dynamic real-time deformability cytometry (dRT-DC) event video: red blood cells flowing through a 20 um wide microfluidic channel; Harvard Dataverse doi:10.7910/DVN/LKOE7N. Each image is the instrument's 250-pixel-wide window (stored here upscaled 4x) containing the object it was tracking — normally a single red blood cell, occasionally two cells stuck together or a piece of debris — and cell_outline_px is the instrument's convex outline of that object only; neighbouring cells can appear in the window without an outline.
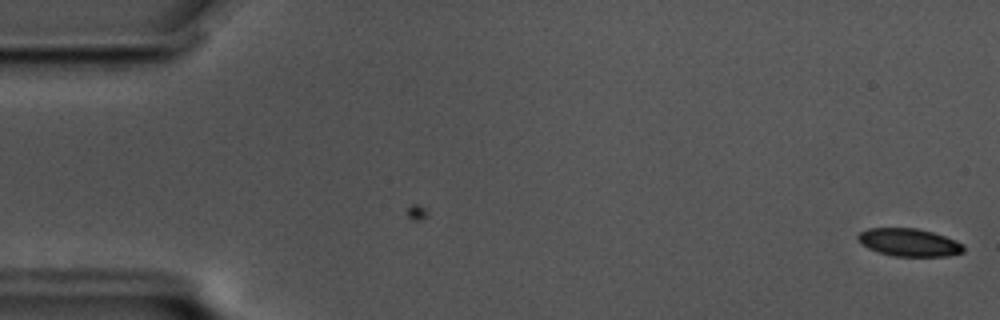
{"species": "common noctule bat (a hibernating species)", "species_latin": "Nyctalus noctula", "temperature_condition": "cold", "stored_images_in_passage": 58, "camera_frame_rate_fps": 3000, "um_per_image_px": 0.085, "animal": {"sex": "male", "body_mass_g": 17.5, "forearm_length_mm": 52.3}, "frame": {"image": 1, "passage_image": 1, "time_ms": 0.0, "image_size_px": [1000, 320], "cell_outline_px": [[964, 252], [948, 256], [892, 256], [868, 248], [860, 244], [856, 236], [860, 232], [868, 228], [916, 228], [932, 232], [956, 240], [964, 244]], "centroid_in_image_um": [77.27, 20.6], "position_along_channel_um": 7.7, "area_um2": 17.17}}
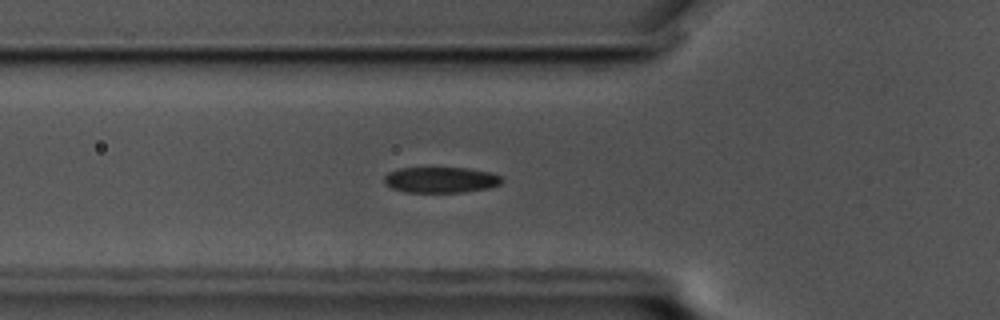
{"frame": {"image": 2, "passage_image": 20, "time_ms": 6.333, "image_size_px": [1000, 320], "cell_outline_px": [[504, 180], [500, 184], [488, 188], [464, 192], [404, 192], [392, 188], [384, 184], [384, 176], [388, 172], [400, 168], [468, 168], [488, 172], [500, 176]], "centroid_in_image_um": [37.44, 15.29], "position_along_channel_um": 88.4, "area_um2": 17.69}}
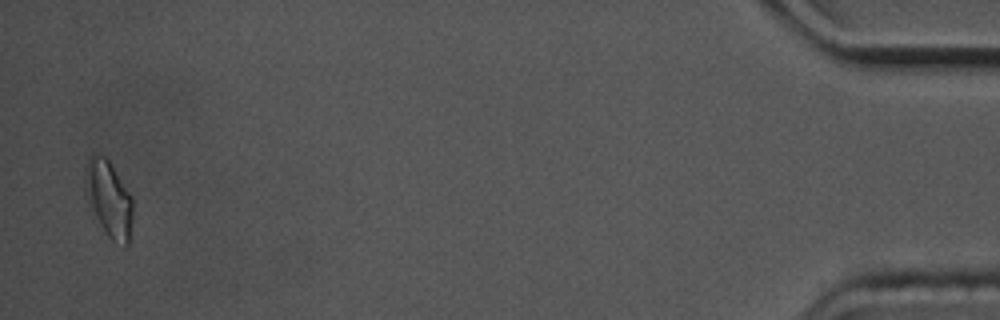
{"frame": {"image": 3, "passage_image": 57, "time_ms": 18.667, "image_size_px": [1000, 320], "cell_outline_px": [[132, 216], [128, 244], [124, 248], [112, 240], [108, 236], [100, 224], [92, 208], [84, 184], [84, 168], [88, 160], [92, 156], [104, 156], [108, 160], [132, 196]], "centroid_in_image_um": [9.26, 16.92], "position_along_channel_um": 425.9, "area_um2": 20.63}, "authors_computed_cell_mechanics": {"area_um2": 18.0047, "velocity_mm_per_s": 3.4626, "shape_relaxation_time_tau1_ms": null, "shape_relaxation_time_tau2_ms": 4.1885, "deformation_change_tau1": null, "deformation_change_tau2": 0.0757}}